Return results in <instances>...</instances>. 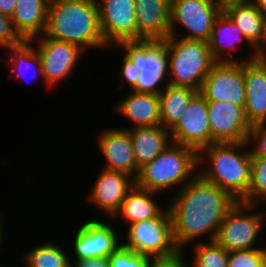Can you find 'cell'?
I'll list each match as a JSON object with an SVG mask.
<instances>
[{"instance_id": "8d00e7d4", "label": "cell", "mask_w": 266, "mask_h": 267, "mask_svg": "<svg viewBox=\"0 0 266 267\" xmlns=\"http://www.w3.org/2000/svg\"><path fill=\"white\" fill-rule=\"evenodd\" d=\"M71 262L72 267H109L108 257L88 258Z\"/></svg>"}, {"instance_id": "f1b7e54d", "label": "cell", "mask_w": 266, "mask_h": 267, "mask_svg": "<svg viewBox=\"0 0 266 267\" xmlns=\"http://www.w3.org/2000/svg\"><path fill=\"white\" fill-rule=\"evenodd\" d=\"M194 252L191 267H227L228 251L214 241L196 242L192 245Z\"/></svg>"}, {"instance_id": "d590c367", "label": "cell", "mask_w": 266, "mask_h": 267, "mask_svg": "<svg viewBox=\"0 0 266 267\" xmlns=\"http://www.w3.org/2000/svg\"><path fill=\"white\" fill-rule=\"evenodd\" d=\"M123 59L121 62V70L119 71L120 77L122 78V83L119 85V90L124 87L125 84L130 86V90H132L138 81L139 70L134 66L133 61L124 53L122 55Z\"/></svg>"}, {"instance_id": "74e56055", "label": "cell", "mask_w": 266, "mask_h": 267, "mask_svg": "<svg viewBox=\"0 0 266 267\" xmlns=\"http://www.w3.org/2000/svg\"><path fill=\"white\" fill-rule=\"evenodd\" d=\"M17 0H0V13L11 17Z\"/></svg>"}, {"instance_id": "b9f144b4", "label": "cell", "mask_w": 266, "mask_h": 267, "mask_svg": "<svg viewBox=\"0 0 266 267\" xmlns=\"http://www.w3.org/2000/svg\"><path fill=\"white\" fill-rule=\"evenodd\" d=\"M264 241V243H266L265 241L266 240H263ZM264 243H262L263 245H262V248H263V250H264V254H265V257H266V244H264ZM265 245V246H264Z\"/></svg>"}, {"instance_id": "7a4b0ae2", "label": "cell", "mask_w": 266, "mask_h": 267, "mask_svg": "<svg viewBox=\"0 0 266 267\" xmlns=\"http://www.w3.org/2000/svg\"><path fill=\"white\" fill-rule=\"evenodd\" d=\"M251 165L247 141L212 143L198 152V174L227 191L236 201L246 204L251 184Z\"/></svg>"}, {"instance_id": "ac0fdd59", "label": "cell", "mask_w": 266, "mask_h": 267, "mask_svg": "<svg viewBox=\"0 0 266 267\" xmlns=\"http://www.w3.org/2000/svg\"><path fill=\"white\" fill-rule=\"evenodd\" d=\"M245 114L251 126L266 123V54L244 61Z\"/></svg>"}, {"instance_id": "2e32d148", "label": "cell", "mask_w": 266, "mask_h": 267, "mask_svg": "<svg viewBox=\"0 0 266 267\" xmlns=\"http://www.w3.org/2000/svg\"><path fill=\"white\" fill-rule=\"evenodd\" d=\"M99 176L88 191V203L101 210L103 215L112 216L117 212L127 193L134 187L135 179L120 171L102 168Z\"/></svg>"}, {"instance_id": "7c38bea8", "label": "cell", "mask_w": 266, "mask_h": 267, "mask_svg": "<svg viewBox=\"0 0 266 267\" xmlns=\"http://www.w3.org/2000/svg\"><path fill=\"white\" fill-rule=\"evenodd\" d=\"M199 93L206 101H227L244 107V61L216 62L205 77Z\"/></svg>"}, {"instance_id": "d4e9b609", "label": "cell", "mask_w": 266, "mask_h": 267, "mask_svg": "<svg viewBox=\"0 0 266 267\" xmlns=\"http://www.w3.org/2000/svg\"><path fill=\"white\" fill-rule=\"evenodd\" d=\"M48 3L49 0H17L11 19L25 41L44 34Z\"/></svg>"}, {"instance_id": "d6a6232c", "label": "cell", "mask_w": 266, "mask_h": 267, "mask_svg": "<svg viewBox=\"0 0 266 267\" xmlns=\"http://www.w3.org/2000/svg\"><path fill=\"white\" fill-rule=\"evenodd\" d=\"M25 40L14 28L11 17L0 13V48H7L21 45Z\"/></svg>"}, {"instance_id": "f546056e", "label": "cell", "mask_w": 266, "mask_h": 267, "mask_svg": "<svg viewBox=\"0 0 266 267\" xmlns=\"http://www.w3.org/2000/svg\"><path fill=\"white\" fill-rule=\"evenodd\" d=\"M262 202H266V157H252L248 204L260 205Z\"/></svg>"}, {"instance_id": "4dcf8cb0", "label": "cell", "mask_w": 266, "mask_h": 267, "mask_svg": "<svg viewBox=\"0 0 266 267\" xmlns=\"http://www.w3.org/2000/svg\"><path fill=\"white\" fill-rule=\"evenodd\" d=\"M227 267H266L263 248L228 251Z\"/></svg>"}, {"instance_id": "f35d334b", "label": "cell", "mask_w": 266, "mask_h": 267, "mask_svg": "<svg viewBox=\"0 0 266 267\" xmlns=\"http://www.w3.org/2000/svg\"><path fill=\"white\" fill-rule=\"evenodd\" d=\"M257 10L266 18V0H252Z\"/></svg>"}, {"instance_id": "9a60e30c", "label": "cell", "mask_w": 266, "mask_h": 267, "mask_svg": "<svg viewBox=\"0 0 266 267\" xmlns=\"http://www.w3.org/2000/svg\"><path fill=\"white\" fill-rule=\"evenodd\" d=\"M212 143L247 141L251 124L245 109L227 101H207Z\"/></svg>"}, {"instance_id": "ffe728a7", "label": "cell", "mask_w": 266, "mask_h": 267, "mask_svg": "<svg viewBox=\"0 0 266 267\" xmlns=\"http://www.w3.org/2000/svg\"><path fill=\"white\" fill-rule=\"evenodd\" d=\"M244 41L250 48L249 56L239 58L233 57V52L240 50L241 43ZM211 53L216 62H242L255 59L261 54L245 39L240 29L229 18V16L222 11L216 19L212 28L211 38L208 41ZM240 45V47H238ZM253 51H252V50ZM232 51V52H231ZM251 53V54H250ZM232 56V57H230Z\"/></svg>"}, {"instance_id": "603a6c76", "label": "cell", "mask_w": 266, "mask_h": 267, "mask_svg": "<svg viewBox=\"0 0 266 267\" xmlns=\"http://www.w3.org/2000/svg\"><path fill=\"white\" fill-rule=\"evenodd\" d=\"M162 195L150 190H145L134 185L127 193L125 199L121 203L117 212L112 216L116 220L117 217L121 221H125L128 225L160 217L168 206H161L154 198Z\"/></svg>"}, {"instance_id": "277c9868", "label": "cell", "mask_w": 266, "mask_h": 267, "mask_svg": "<svg viewBox=\"0 0 266 267\" xmlns=\"http://www.w3.org/2000/svg\"><path fill=\"white\" fill-rule=\"evenodd\" d=\"M197 174L198 152L172 142L152 161L140 167L135 185L164 195L174 187L179 191Z\"/></svg>"}, {"instance_id": "60d3db41", "label": "cell", "mask_w": 266, "mask_h": 267, "mask_svg": "<svg viewBox=\"0 0 266 267\" xmlns=\"http://www.w3.org/2000/svg\"><path fill=\"white\" fill-rule=\"evenodd\" d=\"M223 3H227L230 1H252V0H221Z\"/></svg>"}, {"instance_id": "44dd1931", "label": "cell", "mask_w": 266, "mask_h": 267, "mask_svg": "<svg viewBox=\"0 0 266 267\" xmlns=\"http://www.w3.org/2000/svg\"><path fill=\"white\" fill-rule=\"evenodd\" d=\"M223 11L240 29L245 39L260 53L266 54V18L252 1L223 3Z\"/></svg>"}, {"instance_id": "9c48e42d", "label": "cell", "mask_w": 266, "mask_h": 267, "mask_svg": "<svg viewBox=\"0 0 266 267\" xmlns=\"http://www.w3.org/2000/svg\"><path fill=\"white\" fill-rule=\"evenodd\" d=\"M122 245L141 255L167 256L178 250L173 239L170 211L160 217L127 225ZM126 240V241H125Z\"/></svg>"}, {"instance_id": "30bf717a", "label": "cell", "mask_w": 266, "mask_h": 267, "mask_svg": "<svg viewBox=\"0 0 266 267\" xmlns=\"http://www.w3.org/2000/svg\"><path fill=\"white\" fill-rule=\"evenodd\" d=\"M28 41L37 45L34 46V49L40 58L42 80L51 90L57 87L58 83L67 80V77L71 78L79 58L86 53L76 44L54 40L44 35Z\"/></svg>"}, {"instance_id": "5b68a950", "label": "cell", "mask_w": 266, "mask_h": 267, "mask_svg": "<svg viewBox=\"0 0 266 267\" xmlns=\"http://www.w3.org/2000/svg\"><path fill=\"white\" fill-rule=\"evenodd\" d=\"M167 54V84L200 91L216 61L204 40L169 36L161 41Z\"/></svg>"}, {"instance_id": "7402d4cb", "label": "cell", "mask_w": 266, "mask_h": 267, "mask_svg": "<svg viewBox=\"0 0 266 267\" xmlns=\"http://www.w3.org/2000/svg\"><path fill=\"white\" fill-rule=\"evenodd\" d=\"M129 91L125 98L113 106L116 113L118 112L119 115L124 116L123 118L132 122V127L122 128L130 129L161 125L159 94Z\"/></svg>"}, {"instance_id": "4fadbf2b", "label": "cell", "mask_w": 266, "mask_h": 267, "mask_svg": "<svg viewBox=\"0 0 266 267\" xmlns=\"http://www.w3.org/2000/svg\"><path fill=\"white\" fill-rule=\"evenodd\" d=\"M102 37L108 46L137 41L135 0H96Z\"/></svg>"}, {"instance_id": "4316f807", "label": "cell", "mask_w": 266, "mask_h": 267, "mask_svg": "<svg viewBox=\"0 0 266 267\" xmlns=\"http://www.w3.org/2000/svg\"><path fill=\"white\" fill-rule=\"evenodd\" d=\"M6 52H8L9 56L2 57L4 62L7 61V58L9 59L8 62L10 61L8 65H10L9 74L11 77L23 78L25 81L33 78L32 80L34 81L36 76H42L40 58L34 49V44L24 41L19 46L7 48ZM30 72L33 73L31 74Z\"/></svg>"}, {"instance_id": "836d02e7", "label": "cell", "mask_w": 266, "mask_h": 267, "mask_svg": "<svg viewBox=\"0 0 266 267\" xmlns=\"http://www.w3.org/2000/svg\"><path fill=\"white\" fill-rule=\"evenodd\" d=\"M247 142L251 157H266V123L253 125Z\"/></svg>"}, {"instance_id": "5bb4252c", "label": "cell", "mask_w": 266, "mask_h": 267, "mask_svg": "<svg viewBox=\"0 0 266 267\" xmlns=\"http://www.w3.org/2000/svg\"><path fill=\"white\" fill-rule=\"evenodd\" d=\"M173 143L190 147L197 152L211 145V129L207 101L198 92L189 102L180 120L170 130Z\"/></svg>"}, {"instance_id": "d6986e66", "label": "cell", "mask_w": 266, "mask_h": 267, "mask_svg": "<svg viewBox=\"0 0 266 267\" xmlns=\"http://www.w3.org/2000/svg\"><path fill=\"white\" fill-rule=\"evenodd\" d=\"M137 41H164L170 36V0H135Z\"/></svg>"}, {"instance_id": "ba28073f", "label": "cell", "mask_w": 266, "mask_h": 267, "mask_svg": "<svg viewBox=\"0 0 266 267\" xmlns=\"http://www.w3.org/2000/svg\"><path fill=\"white\" fill-rule=\"evenodd\" d=\"M222 11L221 0H170V36L208 42ZM182 28L188 34L178 33Z\"/></svg>"}, {"instance_id": "cb8c5ba5", "label": "cell", "mask_w": 266, "mask_h": 267, "mask_svg": "<svg viewBox=\"0 0 266 267\" xmlns=\"http://www.w3.org/2000/svg\"><path fill=\"white\" fill-rule=\"evenodd\" d=\"M127 130L139 168L152 161L172 143L170 130L161 125L135 127Z\"/></svg>"}, {"instance_id": "52a82bcc", "label": "cell", "mask_w": 266, "mask_h": 267, "mask_svg": "<svg viewBox=\"0 0 266 267\" xmlns=\"http://www.w3.org/2000/svg\"><path fill=\"white\" fill-rule=\"evenodd\" d=\"M113 48L121 49L140 71L133 91L159 94L167 85V54L162 42L124 41L107 49L111 52Z\"/></svg>"}, {"instance_id": "e0dca14e", "label": "cell", "mask_w": 266, "mask_h": 267, "mask_svg": "<svg viewBox=\"0 0 266 267\" xmlns=\"http://www.w3.org/2000/svg\"><path fill=\"white\" fill-rule=\"evenodd\" d=\"M97 136V145L105 158L104 169L120 171L128 174L134 179L139 174V167L134 158L132 142L127 129L111 127L100 130Z\"/></svg>"}, {"instance_id": "ab89813d", "label": "cell", "mask_w": 266, "mask_h": 267, "mask_svg": "<svg viewBox=\"0 0 266 267\" xmlns=\"http://www.w3.org/2000/svg\"><path fill=\"white\" fill-rule=\"evenodd\" d=\"M1 212H2V210L0 211V247H1L0 249H3L2 248V246H4L3 243H2V241L4 242V239H3L4 238V236H3L4 235V232H3L4 231L3 230L4 226H3V224L4 223H3V221L5 222V218H4L5 215H4V212L3 213H1Z\"/></svg>"}, {"instance_id": "8fae6325", "label": "cell", "mask_w": 266, "mask_h": 267, "mask_svg": "<svg viewBox=\"0 0 266 267\" xmlns=\"http://www.w3.org/2000/svg\"><path fill=\"white\" fill-rule=\"evenodd\" d=\"M91 219V220H90ZM84 220L78 230L75 229L73 235V250L74 255L70 257L73 260H82L97 257H109L121 245L124 238L119 234L116 226L109 224V221L101 219ZM117 232V233H116ZM74 257V258H73Z\"/></svg>"}, {"instance_id": "6da1fadb", "label": "cell", "mask_w": 266, "mask_h": 267, "mask_svg": "<svg viewBox=\"0 0 266 267\" xmlns=\"http://www.w3.org/2000/svg\"><path fill=\"white\" fill-rule=\"evenodd\" d=\"M172 196L167 206L173 239L181 250L196 241L203 242L204 237L214 241L227 212L238 202L199 174Z\"/></svg>"}, {"instance_id": "83f0119b", "label": "cell", "mask_w": 266, "mask_h": 267, "mask_svg": "<svg viewBox=\"0 0 266 267\" xmlns=\"http://www.w3.org/2000/svg\"><path fill=\"white\" fill-rule=\"evenodd\" d=\"M55 242L47 240L26 250L21 256L23 267H72L69 253Z\"/></svg>"}, {"instance_id": "484cf974", "label": "cell", "mask_w": 266, "mask_h": 267, "mask_svg": "<svg viewBox=\"0 0 266 267\" xmlns=\"http://www.w3.org/2000/svg\"><path fill=\"white\" fill-rule=\"evenodd\" d=\"M198 92L193 88L167 84L159 93L161 126L171 130Z\"/></svg>"}, {"instance_id": "1f68e13d", "label": "cell", "mask_w": 266, "mask_h": 267, "mask_svg": "<svg viewBox=\"0 0 266 267\" xmlns=\"http://www.w3.org/2000/svg\"><path fill=\"white\" fill-rule=\"evenodd\" d=\"M109 267H149L150 256L141 255L121 245L109 257Z\"/></svg>"}, {"instance_id": "3957f363", "label": "cell", "mask_w": 266, "mask_h": 267, "mask_svg": "<svg viewBox=\"0 0 266 267\" xmlns=\"http://www.w3.org/2000/svg\"><path fill=\"white\" fill-rule=\"evenodd\" d=\"M45 37L90 49L107 50L96 0H49Z\"/></svg>"}, {"instance_id": "e575fe53", "label": "cell", "mask_w": 266, "mask_h": 267, "mask_svg": "<svg viewBox=\"0 0 266 267\" xmlns=\"http://www.w3.org/2000/svg\"><path fill=\"white\" fill-rule=\"evenodd\" d=\"M184 250L178 249L173 254L167 256H150L149 267H190ZM186 257V258H185Z\"/></svg>"}, {"instance_id": "8992f818", "label": "cell", "mask_w": 266, "mask_h": 267, "mask_svg": "<svg viewBox=\"0 0 266 267\" xmlns=\"http://www.w3.org/2000/svg\"><path fill=\"white\" fill-rule=\"evenodd\" d=\"M260 206L238 201L224 217L215 241L227 251L262 248L257 242H263L260 232L266 226V211L256 210Z\"/></svg>"}]
</instances>
